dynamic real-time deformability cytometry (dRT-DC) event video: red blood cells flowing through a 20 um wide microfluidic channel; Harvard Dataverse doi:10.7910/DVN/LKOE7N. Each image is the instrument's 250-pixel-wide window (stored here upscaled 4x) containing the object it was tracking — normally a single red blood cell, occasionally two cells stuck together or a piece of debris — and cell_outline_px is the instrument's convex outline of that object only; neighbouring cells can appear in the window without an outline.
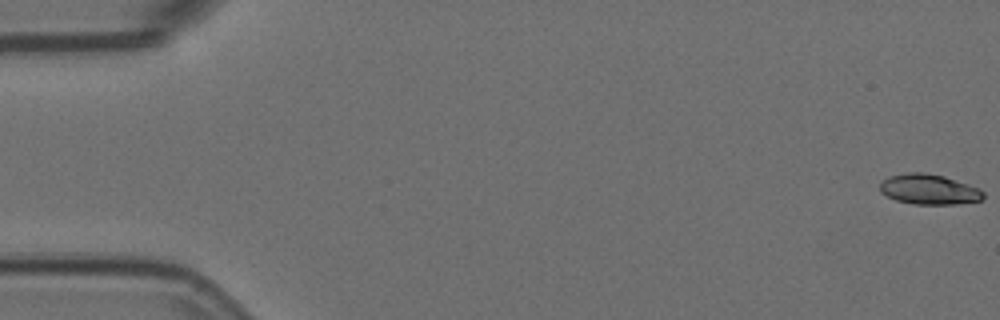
{"species": "Egyptian fruit bat (a non-hibernating species)", "species_latin": "Rousettus aegyptiacus", "temperature_condition": "room temperature", "stored_images_in_passage": 57, "camera_frame_rate_fps": 3000, "um_per_image_px": 0.085, "animal": {"sex": "female"}, "frame": {"image": 1, "passage_image": 1, "time_ms": 0.0, "image_size_px": [1000, 320], "cell_outline_px": [[984, 196], [980, 200], [956, 204], [912, 204], [896, 200], [880, 192], [880, 184], [884, 180], [892, 176], [908, 172], [924, 172], [944, 176], [968, 184], [984, 192]], "centroid_in_image_um": [78.96, 16.1], "position_along_channel_um": 6.0, "area_um2": 17.98}}
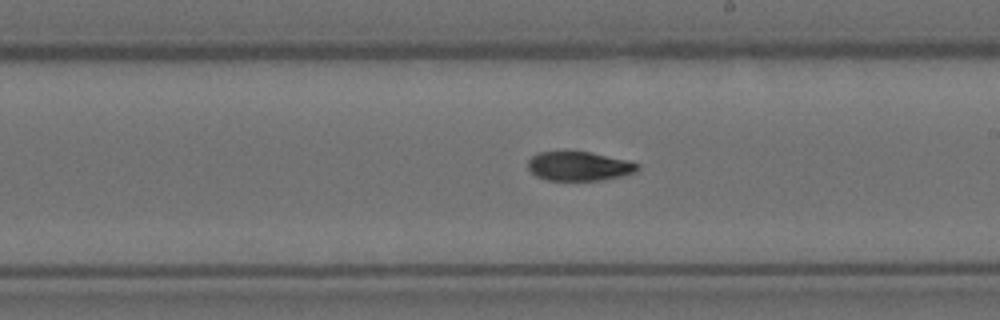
{"frame": {"image": 2, "passage_image": 33, "time_ms": 10.667, "image_size_px": [1000, 320], "cell_outline_px": [[640, 168], [636, 172], [620, 176], [600, 180], [544, 180], [536, 176], [528, 168], [528, 160], [536, 152], [592, 152], [640, 164]], "centroid_in_image_um": [49.2, 14.13], "position_along_channel_um": 239.8, "area_um2": 18.5}}
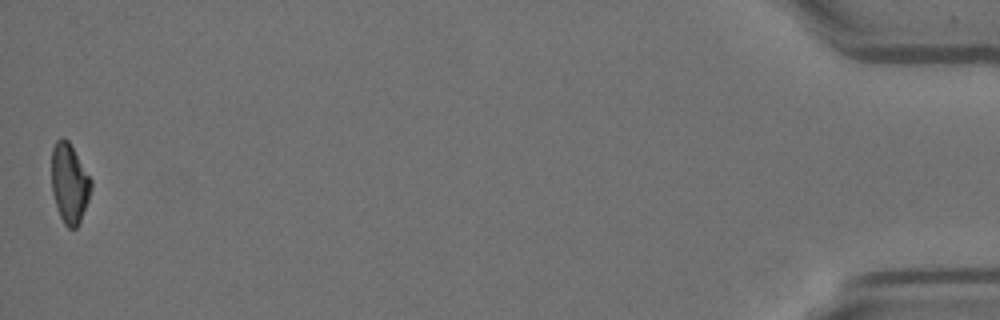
{"frame": {"image": 3, "passage_image": 57, "time_ms": 18.667, "image_size_px": [1000, 320], "cell_outline_px": [[92, 188], [88, 200], [80, 220], [76, 228], [68, 228], [64, 224], [60, 216], [52, 192], [52, 148], [56, 140], [60, 136], [64, 136], [68, 140], [92, 180]], "centroid_in_image_um": [5.9, 15.54], "position_along_channel_um": 429.3, "area_um2": 18.26}, "authors_computed_cell_mechanics": {"area_um2": 19.1318, "velocity_mm_per_s": 3.5914, "shape_relaxation_time_tau1_ms": 9.2247, "shape_relaxation_time_tau2_ms": 10.1582, "deformation_change_tau1": 0.2114, "deformation_change_tau2": 0.1334}}